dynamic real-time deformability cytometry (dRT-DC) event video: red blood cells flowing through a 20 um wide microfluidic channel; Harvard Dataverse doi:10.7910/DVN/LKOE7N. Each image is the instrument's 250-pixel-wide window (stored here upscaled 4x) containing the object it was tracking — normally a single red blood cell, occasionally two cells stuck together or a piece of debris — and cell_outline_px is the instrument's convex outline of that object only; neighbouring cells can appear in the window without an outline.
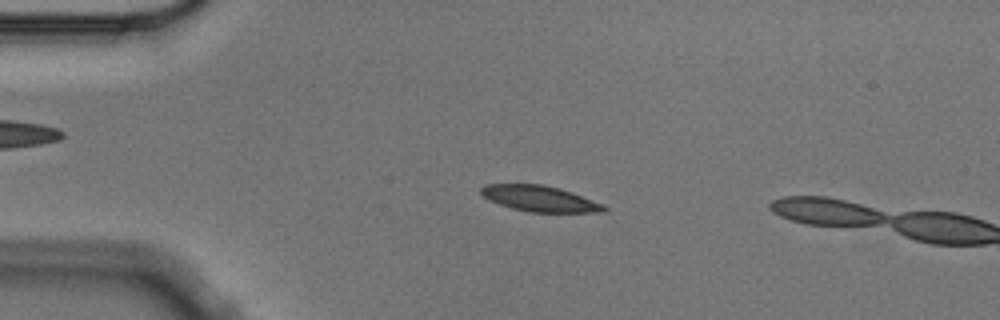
{"species": "Egyptian fruit bat (a non-hibernating species)", "species_latin": "Rousettus aegyptiacus", "temperature_condition": "cold", "stored_images_in_passage": 3, "camera_frame_rate_fps": 3000, "um_per_image_px": 0.085, "animal": {"sex": "male"}, "frame": {"image": 1, "passage_image": 2, "time_ms": 0.333, "image_size_px": [1000, 320], "cell_outline_px": [[608, 208], [604, 212], [528, 212], [512, 208], [488, 200], [480, 192], [480, 188], [484, 184], [544, 184], [572, 192], [604, 204]], "centroid_in_image_um": [45.88, 16.88], "position_along_channel_um": 39.1, "area_um2": 18.55}}